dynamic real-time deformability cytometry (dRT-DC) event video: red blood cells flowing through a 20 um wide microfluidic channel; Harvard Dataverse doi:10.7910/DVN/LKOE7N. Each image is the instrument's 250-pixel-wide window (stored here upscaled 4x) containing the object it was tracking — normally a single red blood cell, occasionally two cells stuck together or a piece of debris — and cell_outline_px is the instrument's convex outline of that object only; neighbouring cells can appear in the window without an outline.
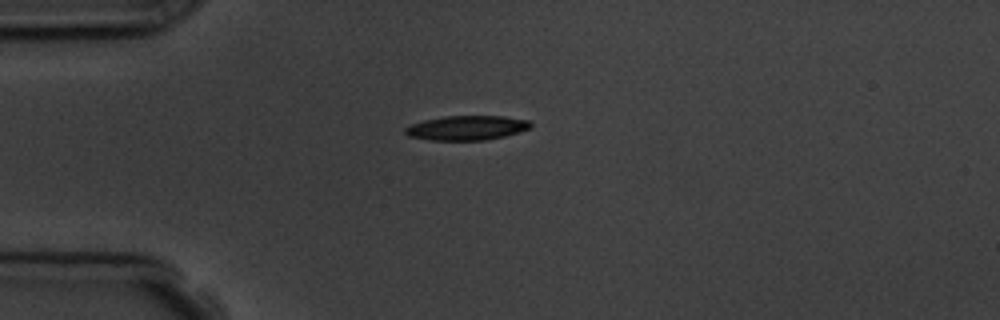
{"species": "common noctule bat (a hibernating species)", "species_latin": "Nyctalus noctula", "temperature_condition": "room temperature", "stored_images_in_passage": 3, "camera_frame_rate_fps": 3000, "um_per_image_px": 0.085, "animal": {"sex": "male", "body_mass_g": 19.5, "forearm_length_mm": 54.6}, "frame": {"image": 1, "passage_image": 1, "time_ms": 0.0, "image_size_px": [1000, 320], "cell_outline_px": [[532, 128], [520, 132], [504, 136], [484, 140], [428, 140], [408, 136], [404, 132], [404, 128], [412, 124], [424, 120], [444, 116], [504, 116], [528, 120], [532, 124]], "centroid_in_image_um": [39.68, 10.87], "position_along_channel_um": 45.3, "area_um2": 17.98}}
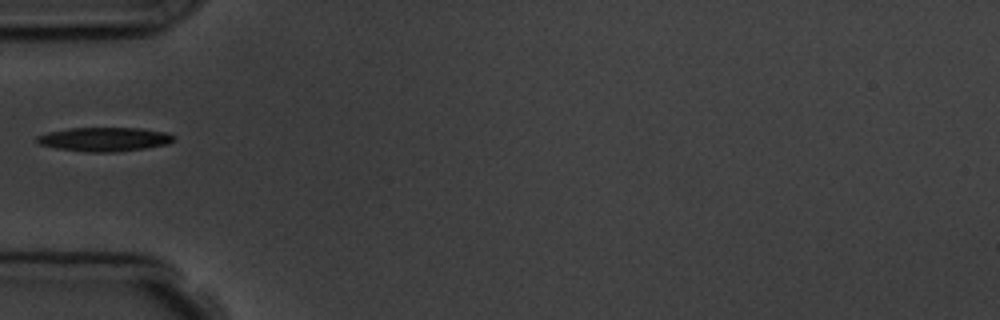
{"frame": {"image": 2, "passage_image": 2, "time_ms": 1.333, "image_size_px": [1000, 320], "cell_outline_px": [[176, 136], [168, 144], [144, 148], [116, 152], [88, 152], [56, 148], [40, 144], [36, 140], [36, 136], [48, 132], [68, 128], [140, 128], [168, 132]], "centroid_in_image_um": [8.88, 11.83], "position_along_channel_um": 76.1, "area_um2": 19.13}}